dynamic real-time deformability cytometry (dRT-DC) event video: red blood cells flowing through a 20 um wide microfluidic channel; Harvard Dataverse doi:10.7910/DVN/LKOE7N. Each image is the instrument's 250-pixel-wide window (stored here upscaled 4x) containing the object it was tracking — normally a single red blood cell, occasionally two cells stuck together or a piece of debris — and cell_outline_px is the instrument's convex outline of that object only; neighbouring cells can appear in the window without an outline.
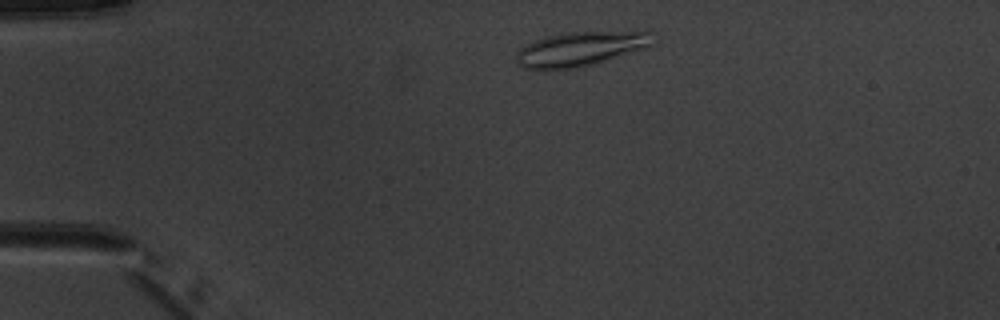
{"species": "common noctule bat (a hibernating species)", "species_latin": "Nyctalus noctula", "temperature_condition": "warm", "stored_images_in_passage": 3, "camera_frame_rate_fps": 3000, "um_per_image_px": 0.085, "animal": {"sex": "male", "body_mass_g": 20.1, "forearm_length_mm": 53.5}, "frame": {"image": 1, "passage_image": 2, "time_ms": 1.0, "image_size_px": [1000, 320], "cell_outline_px": [[652, 44], [648, 48], [576, 68], [540, 72], [524, 68], [516, 64], [516, 52], [520, 48], [544, 36], [572, 32], [644, 28], [652, 28]], "centroid_in_image_um": [49.41, 4.12], "position_along_channel_um": 35.6, "area_um2": 28.78}}